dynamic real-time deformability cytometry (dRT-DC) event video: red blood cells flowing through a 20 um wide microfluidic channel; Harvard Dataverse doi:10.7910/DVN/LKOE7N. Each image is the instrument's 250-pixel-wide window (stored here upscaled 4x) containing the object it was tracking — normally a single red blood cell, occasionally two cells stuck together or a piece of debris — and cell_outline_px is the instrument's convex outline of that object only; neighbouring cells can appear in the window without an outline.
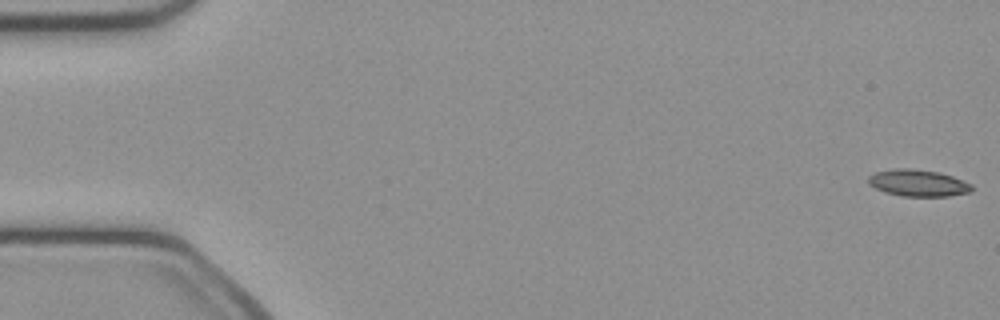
{"species": "common noctule bat (a hibernating species)", "species_latin": "Nyctalus noctula", "temperature_condition": "cold", "stored_images_in_passage": 7, "camera_frame_rate_fps": 3000, "um_per_image_px": 0.085, "animal": {"sex": "female", "body_mass_g": 21.9}, "frame": {"image": 1, "passage_image": 1, "time_ms": 0.0, "image_size_px": [1000, 320], "cell_outline_px": [[968, 188], [960, 192], [932, 196], [920, 196], [896, 192], [884, 188], [888, 172], [928, 172], [948, 176], [956, 180]], "centroid_in_image_um": [78.41, 15.62], "position_along_channel_um": 6.6, "area_um2": 11.04}}